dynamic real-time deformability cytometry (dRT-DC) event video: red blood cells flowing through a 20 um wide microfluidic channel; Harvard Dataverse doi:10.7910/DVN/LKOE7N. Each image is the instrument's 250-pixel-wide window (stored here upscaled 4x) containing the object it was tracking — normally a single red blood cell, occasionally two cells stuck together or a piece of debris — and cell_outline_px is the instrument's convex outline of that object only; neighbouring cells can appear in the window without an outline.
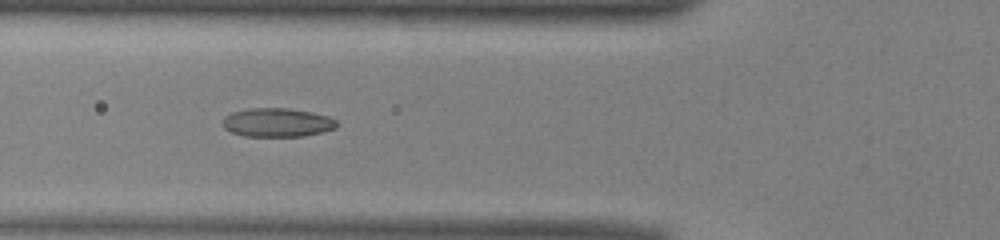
{"species": "common noctule bat (a hibernating species)", "species_latin": "Nyctalus noctula", "temperature_condition": "warm", "stored_images_in_passage": 36, "camera_frame_rate_fps": 3000, "um_per_image_px": 0.085, "animal": {"sex": "male", "body_mass_g": 13.0, "forearm_length_mm": 53.1}, "frame": {"image": 1, "passage_image": 6, "time_ms": 1.667, "image_size_px": [1000, 240], "cell_outline_px": [[340, 124], [336, 128], [324, 132], [304, 136], [244, 136], [232, 132], [224, 128], [224, 116], [232, 112], [252, 108], [288, 108], [312, 112], [328, 116], [336, 120]], "centroid_in_image_um": [23.62, 10.41], "position_along_channel_um": 102.2, "area_um2": 19.19}}
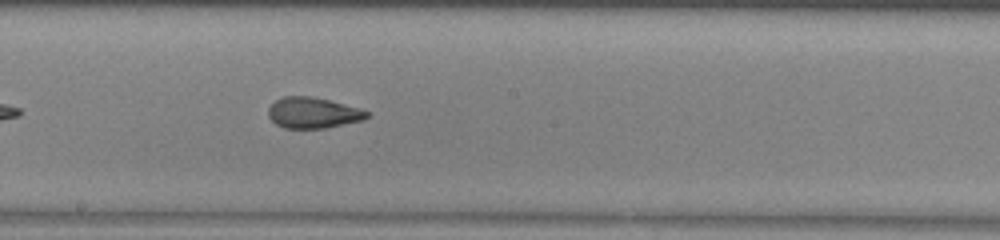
{"frame": {"image": 2, "passage_image": 15, "time_ms": 4.667, "image_size_px": [1000, 240], "cell_outline_px": [[368, 116], [364, 120], [324, 128], [284, 128], [276, 124], [268, 116], [268, 108], [276, 100], [284, 96], [312, 96], [360, 108], [368, 112]], "centroid_in_image_um": [26.59, 9.59], "position_along_channel_um": 221.6, "area_um2": 17.63}}
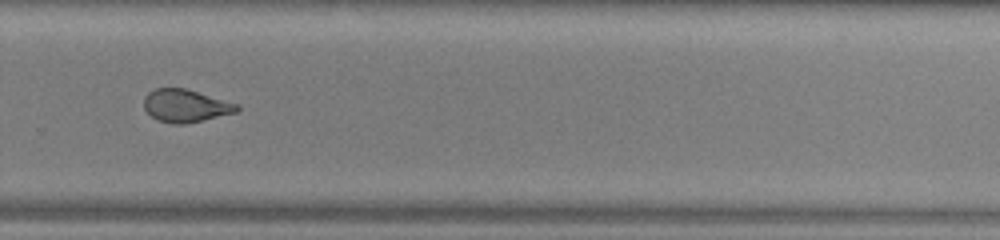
{"frame": {"image": 3, "passage_image": 22, "time_ms": 7.0, "image_size_px": [1000, 240], "cell_outline_px": [[240, 108], [236, 112], [184, 124], [172, 124], [156, 120], [144, 108], [144, 96], [148, 92], [156, 88], [184, 88], [240, 104]], "centroid_in_image_um": [15.76, 8.99], "position_along_channel_um": 314.0, "area_um2": 17.69}, "authors_computed_cell_mechanics": {"area_um2": 18.8139, "velocity_mm_per_s": 3.973, "shape_relaxation_time_tau1_ms": 5.3891, "shape_relaxation_time_tau2_ms": 1.717, "deformation_change_tau1": 0.1844, "deformation_change_tau2": 0.0939}}